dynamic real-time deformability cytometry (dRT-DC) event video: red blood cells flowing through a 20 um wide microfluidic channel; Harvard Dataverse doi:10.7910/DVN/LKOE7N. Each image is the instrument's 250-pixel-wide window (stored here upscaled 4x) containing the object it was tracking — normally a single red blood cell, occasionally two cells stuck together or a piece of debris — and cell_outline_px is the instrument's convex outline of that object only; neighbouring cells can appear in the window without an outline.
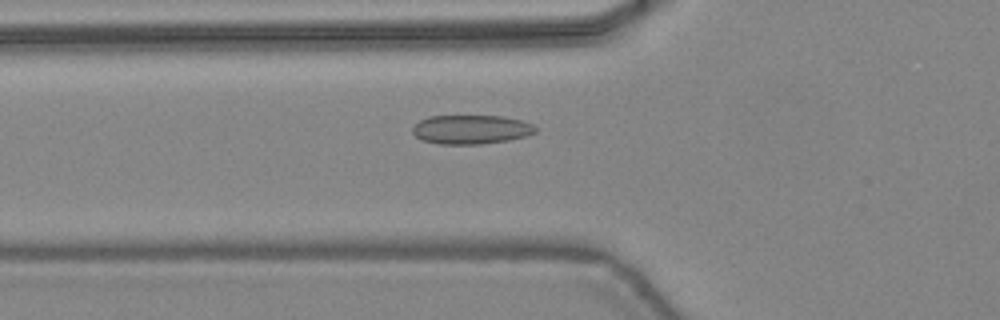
{"species": "common noctule bat (a hibernating species)", "species_latin": "Nyctalus noctula", "temperature_condition": "warm", "stored_images_in_passage": 47, "camera_frame_rate_fps": 3000, "um_per_image_px": 0.085, "animal": {"sex": "female", "body_mass_g": 24.6, "forearm_length_mm": 56.2}, "frame": {"image": 1, "passage_image": 18, "time_ms": 5.667, "image_size_px": [1000, 320], "cell_outline_px": [[536, 132], [524, 136], [508, 140], [480, 144], [440, 144], [424, 140], [416, 136], [412, 132], [412, 124], [428, 116], [504, 116], [520, 120], [532, 124], [536, 128]], "centroid_in_image_um": [40.0, 11.0], "position_along_channel_um": 85.8, "area_um2": 20.75}}
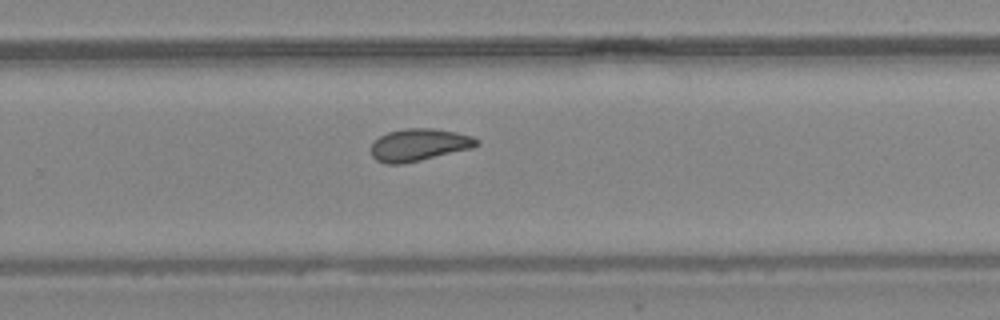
{"frame": {"image": 2, "passage_image": 32, "time_ms": 10.333, "image_size_px": [1000, 320], "cell_outline_px": [[480, 144], [472, 148], [404, 164], [384, 164], [376, 160], [372, 156], [372, 144], [380, 136], [388, 132], [404, 128], [432, 128], [456, 132], [472, 136], [480, 140]], "centroid_in_image_um": [35.63, 12.31], "position_along_channel_um": 294.2, "area_um2": 19.94}}
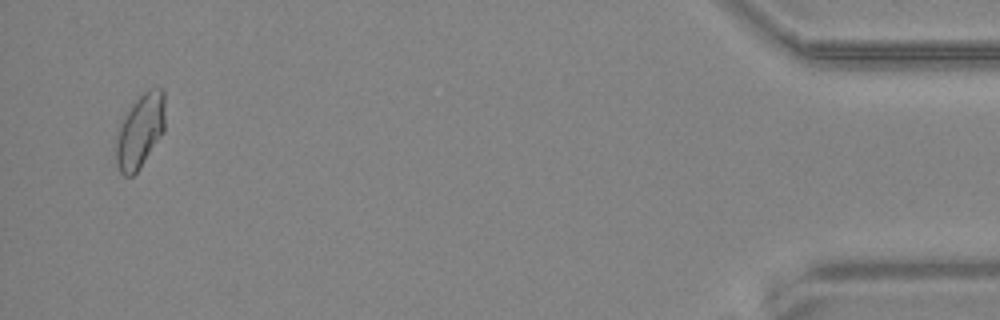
{"frame": {"image": 3, "passage_image": 46, "time_ms": 15.0, "image_size_px": [1000, 320], "cell_outline_px": [[164, 132], [140, 168], [132, 176], [124, 176], [120, 172], [116, 164], [116, 140], [120, 120], [132, 104], [148, 88], [160, 88], [164, 92]], "centroid_in_image_um": [11.9, 11.14], "position_along_channel_um": 423.3, "area_um2": 21.21}, "authors_computed_cell_mechanics": {"area_um2": 20.4612, "velocity_mm_per_s": 4.4606, "shape_relaxation_time_tau1_ms": 11.1017, "shape_relaxation_time_tau2_ms": 1.8551, "deformation_change_tau1": 0.1749, "deformation_change_tau2": 0.0606}}